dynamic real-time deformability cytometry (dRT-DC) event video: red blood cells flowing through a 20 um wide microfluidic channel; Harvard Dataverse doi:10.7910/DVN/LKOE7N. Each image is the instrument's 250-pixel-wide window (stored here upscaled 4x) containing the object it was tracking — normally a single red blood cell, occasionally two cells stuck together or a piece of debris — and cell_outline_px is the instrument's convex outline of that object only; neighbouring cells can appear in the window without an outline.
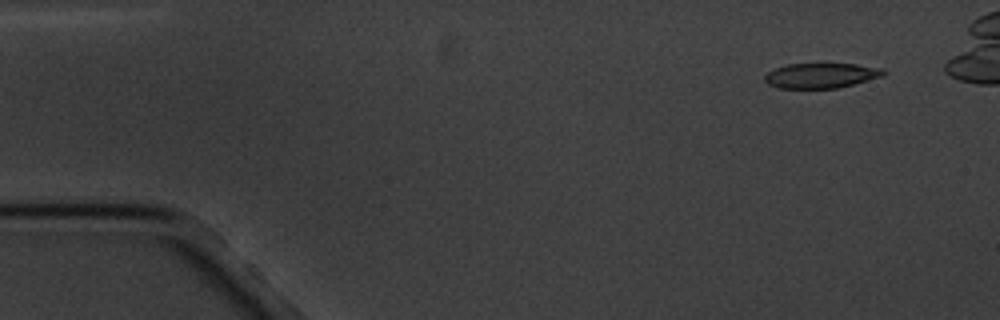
{"species": "common noctule bat (a hibernating species)", "species_latin": "Nyctalus noctula", "temperature_condition": "cold", "stored_images_in_passage": 14, "camera_frame_rate_fps": 3000, "um_per_image_px": 0.085, "animal": {"sex": "male", "body_mass_g": 20.1, "forearm_length_mm": 53.5}, "frame": {"image": 1, "passage_image": 1, "time_ms": 0.0, "image_size_px": [1000, 320], "cell_outline_px": [[888, 72], [884, 76], [836, 88], [780, 88], [768, 84], [764, 80], [764, 76], [768, 72], [776, 68], [788, 64], [856, 64], [884, 68]], "centroid_in_image_um": [69.83, 6.41], "position_along_channel_um": 15.2, "area_um2": 17.28}}
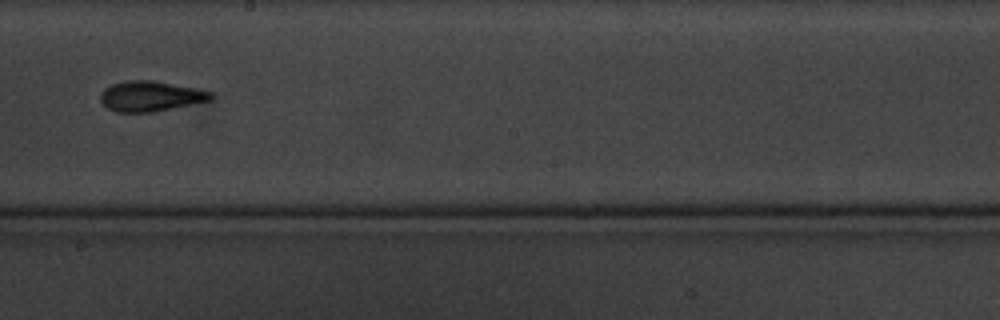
{"frame": {"image": 2, "passage_image": 9, "time_ms": 9.333, "image_size_px": [1000, 320], "cell_outline_px": [[212, 100], [152, 112], [116, 112], [108, 108], [100, 100], [100, 92], [104, 88], [112, 84], [128, 80], [152, 80], [212, 92]], "centroid_in_image_um": [12.75, 8.18], "position_along_channel_um": 235.5, "area_um2": 19.25}}
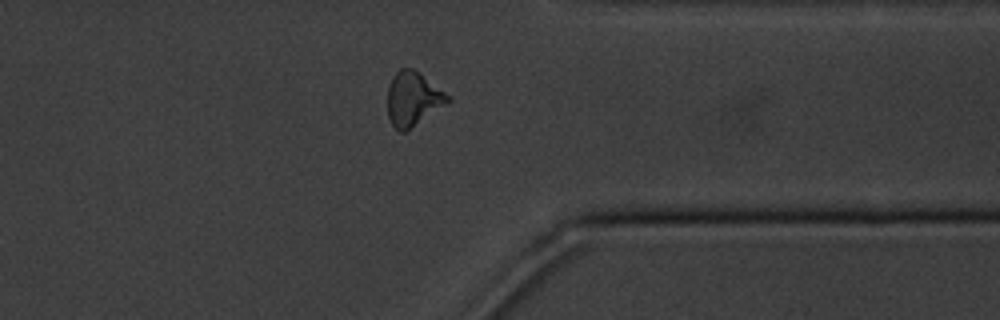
{"frame": {"image": 3, "passage_image": 13, "time_ms": 13.667, "image_size_px": [1000, 320], "cell_outline_px": [[452, 100], [404, 132], [400, 132], [392, 124], [388, 116], [388, 88], [392, 76], [400, 68], [412, 68], [452, 96]], "centroid_in_image_um": [35.11, 8.38], "position_along_channel_um": 376.3, "area_um2": 18.79}}